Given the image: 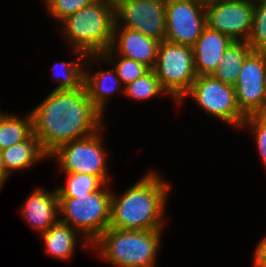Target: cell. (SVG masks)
I'll return each mask as SVG.
<instances>
[{
  "mask_svg": "<svg viewBox=\"0 0 266 267\" xmlns=\"http://www.w3.org/2000/svg\"><path fill=\"white\" fill-rule=\"evenodd\" d=\"M8 177H10V176L6 173V169H5L4 163H3L2 154L0 151V190L2 188V185L4 186V182L8 179Z\"/></svg>",
  "mask_w": 266,
  "mask_h": 267,
  "instance_id": "obj_29",
  "label": "cell"
},
{
  "mask_svg": "<svg viewBox=\"0 0 266 267\" xmlns=\"http://www.w3.org/2000/svg\"><path fill=\"white\" fill-rule=\"evenodd\" d=\"M84 67L83 85L92 104L104 115L106 103L112 93L122 87L115 68L112 70L88 73Z\"/></svg>",
  "mask_w": 266,
  "mask_h": 267,
  "instance_id": "obj_17",
  "label": "cell"
},
{
  "mask_svg": "<svg viewBox=\"0 0 266 267\" xmlns=\"http://www.w3.org/2000/svg\"><path fill=\"white\" fill-rule=\"evenodd\" d=\"M99 129L92 135L65 143L53 151L49 157L57 158L63 173L89 174L99 176L108 183L106 151Z\"/></svg>",
  "mask_w": 266,
  "mask_h": 267,
  "instance_id": "obj_7",
  "label": "cell"
},
{
  "mask_svg": "<svg viewBox=\"0 0 266 267\" xmlns=\"http://www.w3.org/2000/svg\"><path fill=\"white\" fill-rule=\"evenodd\" d=\"M122 91L126 97L133 100H148L161 94H167L160 84L158 77L153 69H150L142 77L123 87Z\"/></svg>",
  "mask_w": 266,
  "mask_h": 267,
  "instance_id": "obj_24",
  "label": "cell"
},
{
  "mask_svg": "<svg viewBox=\"0 0 266 267\" xmlns=\"http://www.w3.org/2000/svg\"><path fill=\"white\" fill-rule=\"evenodd\" d=\"M1 154L9 176L12 171L26 169L37 161L48 158L34 134L24 141L3 149Z\"/></svg>",
  "mask_w": 266,
  "mask_h": 267,
  "instance_id": "obj_16",
  "label": "cell"
},
{
  "mask_svg": "<svg viewBox=\"0 0 266 267\" xmlns=\"http://www.w3.org/2000/svg\"><path fill=\"white\" fill-rule=\"evenodd\" d=\"M115 51L111 48L105 51L102 55H87L85 62L89 61H101L106 60L111 62L112 65L114 64L115 70L117 75L121 81V83L125 87L126 85L130 84L131 82L135 81L137 78L142 77L145 73H147L150 69L142 63L136 62L133 59H129L123 56H119V60L115 61ZM113 56V57H112Z\"/></svg>",
  "mask_w": 266,
  "mask_h": 267,
  "instance_id": "obj_21",
  "label": "cell"
},
{
  "mask_svg": "<svg viewBox=\"0 0 266 267\" xmlns=\"http://www.w3.org/2000/svg\"><path fill=\"white\" fill-rule=\"evenodd\" d=\"M115 24L141 32L158 41L165 40L166 0H113Z\"/></svg>",
  "mask_w": 266,
  "mask_h": 267,
  "instance_id": "obj_9",
  "label": "cell"
},
{
  "mask_svg": "<svg viewBox=\"0 0 266 267\" xmlns=\"http://www.w3.org/2000/svg\"><path fill=\"white\" fill-rule=\"evenodd\" d=\"M61 22V31L71 48L85 55H102L113 41L114 1L95 0Z\"/></svg>",
  "mask_w": 266,
  "mask_h": 267,
  "instance_id": "obj_3",
  "label": "cell"
},
{
  "mask_svg": "<svg viewBox=\"0 0 266 267\" xmlns=\"http://www.w3.org/2000/svg\"><path fill=\"white\" fill-rule=\"evenodd\" d=\"M33 134L49 156L59 146L88 137L103 126V114L77 90H53L30 112Z\"/></svg>",
  "mask_w": 266,
  "mask_h": 267,
  "instance_id": "obj_1",
  "label": "cell"
},
{
  "mask_svg": "<svg viewBox=\"0 0 266 267\" xmlns=\"http://www.w3.org/2000/svg\"><path fill=\"white\" fill-rule=\"evenodd\" d=\"M247 43L253 51L266 52V0H254L252 29Z\"/></svg>",
  "mask_w": 266,
  "mask_h": 267,
  "instance_id": "obj_25",
  "label": "cell"
},
{
  "mask_svg": "<svg viewBox=\"0 0 266 267\" xmlns=\"http://www.w3.org/2000/svg\"><path fill=\"white\" fill-rule=\"evenodd\" d=\"M206 24L233 41H247L252 29L254 0H205ZM243 36V37H242Z\"/></svg>",
  "mask_w": 266,
  "mask_h": 267,
  "instance_id": "obj_12",
  "label": "cell"
},
{
  "mask_svg": "<svg viewBox=\"0 0 266 267\" xmlns=\"http://www.w3.org/2000/svg\"><path fill=\"white\" fill-rule=\"evenodd\" d=\"M21 209L24 219L40 234L46 232L59 219V198L57 189L52 192L41 188L32 191Z\"/></svg>",
  "mask_w": 266,
  "mask_h": 267,
  "instance_id": "obj_15",
  "label": "cell"
},
{
  "mask_svg": "<svg viewBox=\"0 0 266 267\" xmlns=\"http://www.w3.org/2000/svg\"><path fill=\"white\" fill-rule=\"evenodd\" d=\"M78 54V63L73 62H59L54 66V75L59 82L54 90H77L83 86L84 81V66L87 55L79 50H74ZM80 60H84L82 63ZM81 62V63H80ZM85 63V64H84ZM54 76V77H55Z\"/></svg>",
  "mask_w": 266,
  "mask_h": 267,
  "instance_id": "obj_22",
  "label": "cell"
},
{
  "mask_svg": "<svg viewBox=\"0 0 266 267\" xmlns=\"http://www.w3.org/2000/svg\"><path fill=\"white\" fill-rule=\"evenodd\" d=\"M252 51L247 41H232L212 76L225 84L235 86L243 62Z\"/></svg>",
  "mask_w": 266,
  "mask_h": 267,
  "instance_id": "obj_19",
  "label": "cell"
},
{
  "mask_svg": "<svg viewBox=\"0 0 266 267\" xmlns=\"http://www.w3.org/2000/svg\"><path fill=\"white\" fill-rule=\"evenodd\" d=\"M163 229L122 230L108 227L91 246L116 267H155Z\"/></svg>",
  "mask_w": 266,
  "mask_h": 267,
  "instance_id": "obj_4",
  "label": "cell"
},
{
  "mask_svg": "<svg viewBox=\"0 0 266 267\" xmlns=\"http://www.w3.org/2000/svg\"><path fill=\"white\" fill-rule=\"evenodd\" d=\"M194 99L204 111L222 122L242 128L246 116L240 111L235 87L225 84L212 75L197 76L185 94Z\"/></svg>",
  "mask_w": 266,
  "mask_h": 267,
  "instance_id": "obj_8",
  "label": "cell"
},
{
  "mask_svg": "<svg viewBox=\"0 0 266 267\" xmlns=\"http://www.w3.org/2000/svg\"><path fill=\"white\" fill-rule=\"evenodd\" d=\"M79 232L58 221L46 232L40 234L44 239L46 253L56 260H68L73 256Z\"/></svg>",
  "mask_w": 266,
  "mask_h": 267,
  "instance_id": "obj_18",
  "label": "cell"
},
{
  "mask_svg": "<svg viewBox=\"0 0 266 267\" xmlns=\"http://www.w3.org/2000/svg\"><path fill=\"white\" fill-rule=\"evenodd\" d=\"M67 176L66 184L57 187L58 197H71L87 195L100 190L106 183L99 177L89 174L65 173Z\"/></svg>",
  "mask_w": 266,
  "mask_h": 267,
  "instance_id": "obj_23",
  "label": "cell"
},
{
  "mask_svg": "<svg viewBox=\"0 0 266 267\" xmlns=\"http://www.w3.org/2000/svg\"><path fill=\"white\" fill-rule=\"evenodd\" d=\"M245 125H248L249 129L251 128V134H254V137H256V146L266 167V115H249L244 120L242 128Z\"/></svg>",
  "mask_w": 266,
  "mask_h": 267,
  "instance_id": "obj_27",
  "label": "cell"
},
{
  "mask_svg": "<svg viewBox=\"0 0 266 267\" xmlns=\"http://www.w3.org/2000/svg\"><path fill=\"white\" fill-rule=\"evenodd\" d=\"M232 41L228 35L206 26L192 46L197 76L212 75Z\"/></svg>",
  "mask_w": 266,
  "mask_h": 267,
  "instance_id": "obj_14",
  "label": "cell"
},
{
  "mask_svg": "<svg viewBox=\"0 0 266 267\" xmlns=\"http://www.w3.org/2000/svg\"><path fill=\"white\" fill-rule=\"evenodd\" d=\"M120 29H119V26ZM160 41L147 37L141 32L114 25L111 49L117 51L118 56L133 59L149 69L155 67Z\"/></svg>",
  "mask_w": 266,
  "mask_h": 267,
  "instance_id": "obj_13",
  "label": "cell"
},
{
  "mask_svg": "<svg viewBox=\"0 0 266 267\" xmlns=\"http://www.w3.org/2000/svg\"><path fill=\"white\" fill-rule=\"evenodd\" d=\"M170 187L160 175L149 171L123 195L112 194L109 227L122 230L163 229Z\"/></svg>",
  "mask_w": 266,
  "mask_h": 267,
  "instance_id": "obj_2",
  "label": "cell"
},
{
  "mask_svg": "<svg viewBox=\"0 0 266 267\" xmlns=\"http://www.w3.org/2000/svg\"><path fill=\"white\" fill-rule=\"evenodd\" d=\"M107 186L108 183L100 190L77 198L58 197L59 216H63L59 221L83 234L85 243L82 250L90 247L109 227L112 192Z\"/></svg>",
  "mask_w": 266,
  "mask_h": 267,
  "instance_id": "obj_5",
  "label": "cell"
},
{
  "mask_svg": "<svg viewBox=\"0 0 266 267\" xmlns=\"http://www.w3.org/2000/svg\"><path fill=\"white\" fill-rule=\"evenodd\" d=\"M165 40L192 47L207 26L205 0H166Z\"/></svg>",
  "mask_w": 266,
  "mask_h": 267,
  "instance_id": "obj_10",
  "label": "cell"
},
{
  "mask_svg": "<svg viewBox=\"0 0 266 267\" xmlns=\"http://www.w3.org/2000/svg\"><path fill=\"white\" fill-rule=\"evenodd\" d=\"M254 252V267H266V236L258 243Z\"/></svg>",
  "mask_w": 266,
  "mask_h": 267,
  "instance_id": "obj_28",
  "label": "cell"
},
{
  "mask_svg": "<svg viewBox=\"0 0 266 267\" xmlns=\"http://www.w3.org/2000/svg\"><path fill=\"white\" fill-rule=\"evenodd\" d=\"M240 111L249 115H266V52L252 51L244 60L235 84Z\"/></svg>",
  "mask_w": 266,
  "mask_h": 267,
  "instance_id": "obj_11",
  "label": "cell"
},
{
  "mask_svg": "<svg viewBox=\"0 0 266 267\" xmlns=\"http://www.w3.org/2000/svg\"><path fill=\"white\" fill-rule=\"evenodd\" d=\"M32 134L33 126L30 113L23 119L14 114L0 113V151L24 141Z\"/></svg>",
  "mask_w": 266,
  "mask_h": 267,
  "instance_id": "obj_20",
  "label": "cell"
},
{
  "mask_svg": "<svg viewBox=\"0 0 266 267\" xmlns=\"http://www.w3.org/2000/svg\"><path fill=\"white\" fill-rule=\"evenodd\" d=\"M153 70L167 95L181 104L197 77L192 47L161 41Z\"/></svg>",
  "mask_w": 266,
  "mask_h": 267,
  "instance_id": "obj_6",
  "label": "cell"
},
{
  "mask_svg": "<svg viewBox=\"0 0 266 267\" xmlns=\"http://www.w3.org/2000/svg\"><path fill=\"white\" fill-rule=\"evenodd\" d=\"M47 10L61 22L66 17L76 13L83 7L89 6L95 0H45Z\"/></svg>",
  "mask_w": 266,
  "mask_h": 267,
  "instance_id": "obj_26",
  "label": "cell"
}]
</instances>
